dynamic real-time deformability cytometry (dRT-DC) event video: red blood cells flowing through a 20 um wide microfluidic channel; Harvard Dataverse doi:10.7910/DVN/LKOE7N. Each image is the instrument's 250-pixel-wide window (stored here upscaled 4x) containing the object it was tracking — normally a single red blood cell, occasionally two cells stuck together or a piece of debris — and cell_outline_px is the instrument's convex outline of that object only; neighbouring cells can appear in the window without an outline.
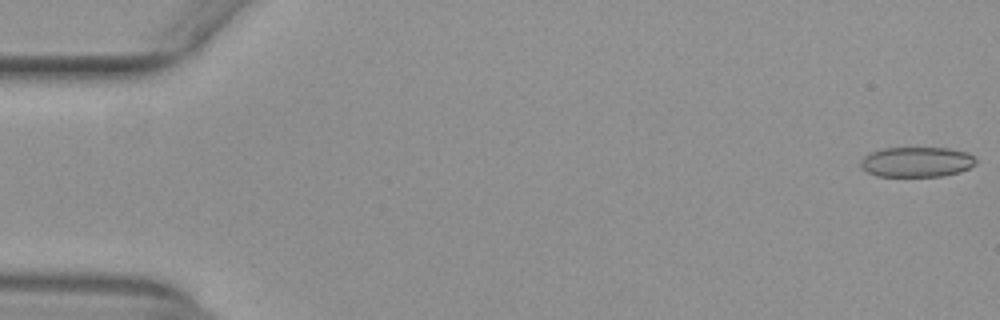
{"species": "common noctule bat (a hibernating species)", "species_latin": "Nyctalus noctula", "temperature_condition": "warm", "stored_images_in_passage": 9, "camera_frame_rate_fps": 3000, "um_per_image_px": 0.085, "animal": {"sex": "female", "body_mass_g": 29.2, "forearm_length_mm": 56.3}, "frame": {"image": 1, "passage_image": 1, "time_ms": 0.0, "image_size_px": [1000, 320], "cell_outline_px": [[976, 164], [960, 172], [940, 176], [876, 176], [868, 172], [860, 164], [860, 160], [868, 152], [880, 148], [948, 148], [968, 152], [976, 160]], "centroid_in_image_um": [77.9, 13.75], "position_along_channel_um": 7.1, "area_um2": 20.29}}